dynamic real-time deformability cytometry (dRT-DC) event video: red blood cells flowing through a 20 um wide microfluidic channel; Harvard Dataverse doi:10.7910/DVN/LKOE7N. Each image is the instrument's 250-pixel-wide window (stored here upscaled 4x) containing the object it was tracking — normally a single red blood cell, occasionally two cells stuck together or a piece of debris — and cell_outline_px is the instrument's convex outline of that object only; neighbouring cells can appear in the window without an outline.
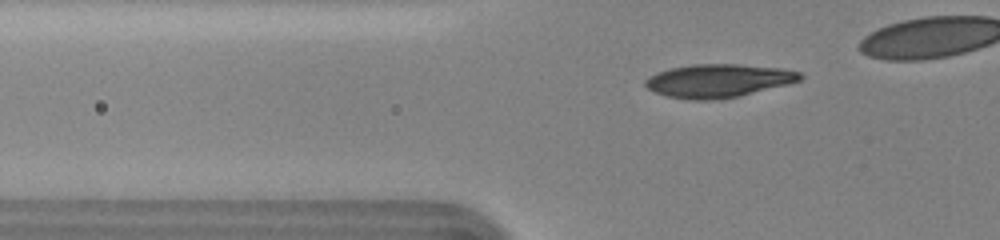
{"species": "human", "species_latin": "Homo sapiens", "temperature_condition": "cold", "stored_images_in_passage": 8, "camera_frame_rate_fps": 3000, "um_per_image_px": 0.085, "donor": {"sex": "female"}, "frame": {"image": 1, "passage_image": 3, "time_ms": 0.667, "image_size_px": [1000, 240], "cell_outline_px": [[804, 76], [800, 80], [788, 84], [740, 96], [712, 100], [692, 100], [668, 96], [656, 92], [648, 88], [644, 84], [644, 80], [648, 76], [656, 72], [672, 68], [692, 64], [736, 64], [780, 68], [800, 72]], "centroid_in_image_um": [61.05, 6.86], "position_along_channel_um": 64.8, "area_um2": 29.94}}